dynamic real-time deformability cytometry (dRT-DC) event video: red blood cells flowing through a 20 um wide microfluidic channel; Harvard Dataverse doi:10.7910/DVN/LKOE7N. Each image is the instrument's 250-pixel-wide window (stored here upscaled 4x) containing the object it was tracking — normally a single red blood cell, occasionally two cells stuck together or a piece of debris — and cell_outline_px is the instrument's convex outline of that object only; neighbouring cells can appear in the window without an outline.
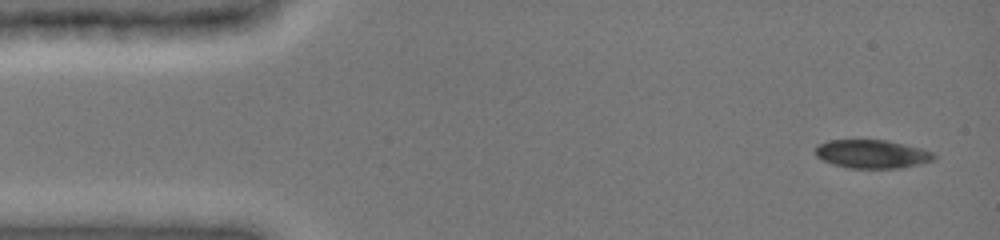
{"species": "common noctule bat (a hibernating species)", "species_latin": "Nyctalus noctula", "temperature_condition": "cold", "stored_images_in_passage": 9, "camera_frame_rate_fps": 3000, "um_per_image_px": 0.085, "animal": {"sex": "female", "body_mass_g": 19.0, "forearm_length_mm": 51.5}, "frame": {"image": 1, "passage_image": 1, "time_ms": 0.0, "image_size_px": [1000, 240], "cell_outline_px": [[936, 156], [932, 160], [920, 164], [900, 168], [848, 168], [832, 164], [816, 156], [816, 144], [828, 140], [888, 140], [920, 148], [932, 152]], "centroid_in_image_um": [74.1, 13.09], "position_along_channel_um": 10.9, "area_um2": 19.65}}
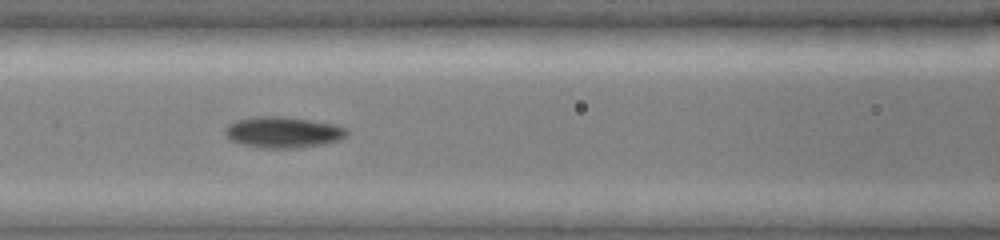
{"frame": {"image": 2, "passage_image": 8, "time_ms": 6.0, "image_size_px": [1000, 240], "cell_outline_px": [[348, 132], [340, 140], [324, 144], [296, 148], [260, 148], [244, 144], [232, 140], [224, 132], [224, 128], [228, 124], [236, 120], [256, 116], [284, 116], [312, 120], [336, 124], [348, 128]], "centroid_in_image_um": [24.09, 11.23], "position_along_channel_um": 142.5, "area_um2": 22.2}}
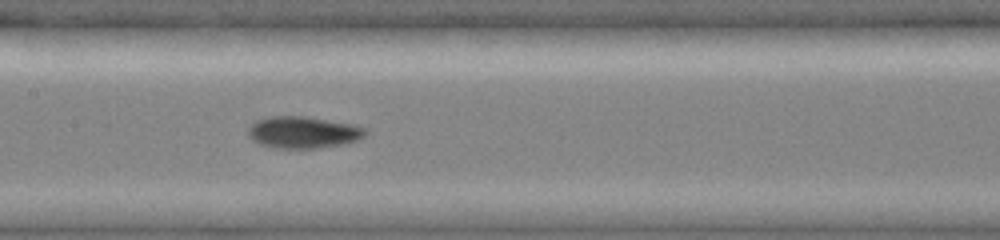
{"frame": {"image": 3, "passage_image": 9, "time_ms": 7.0, "image_size_px": [1000, 240], "cell_outline_px": [[368, 132], [364, 136], [356, 140], [340, 144], [316, 148], [276, 148], [260, 144], [252, 140], [248, 136], [248, 128], [256, 120], [272, 116], [304, 116], [352, 124], [368, 128]], "centroid_in_image_um": [25.75, 11.24], "position_along_channel_um": 181.6, "area_um2": 21.62}}